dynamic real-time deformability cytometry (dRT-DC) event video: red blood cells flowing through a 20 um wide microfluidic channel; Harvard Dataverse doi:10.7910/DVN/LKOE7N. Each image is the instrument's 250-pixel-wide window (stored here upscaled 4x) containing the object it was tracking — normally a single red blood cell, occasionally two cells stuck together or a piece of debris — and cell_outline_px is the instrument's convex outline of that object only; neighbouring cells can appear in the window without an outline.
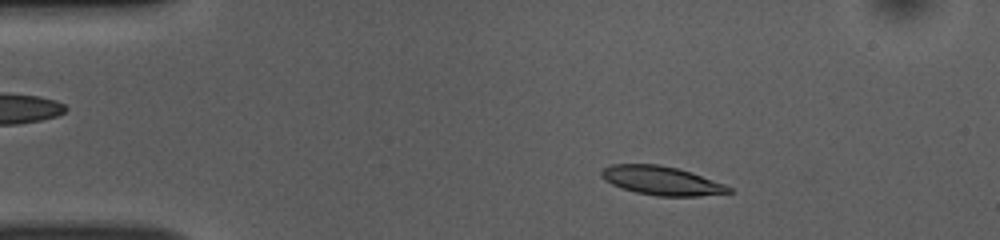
{"species": "common noctule bat (a hibernating species)", "species_latin": "Nyctalus noctula", "temperature_condition": "room temperature", "stored_images_in_passage": 50, "camera_frame_rate_fps": 3000, "um_per_image_px": 0.085, "animal": {"sex": "female", "body_mass_g": 10.0, "forearm_length_mm": 53.1}, "frame": {"image": 1, "passage_image": 7, "time_ms": 2.0, "image_size_px": [1000, 240], "cell_outline_px": [[732, 192], [700, 196], [656, 196], [636, 192], [620, 188], [604, 180], [600, 176], [600, 172], [604, 168], [612, 164], [660, 164], [680, 168], [692, 172], [724, 184], [732, 188]], "centroid_in_image_um": [56.22, 15.35], "position_along_channel_um": 28.8, "area_um2": 21.56}}
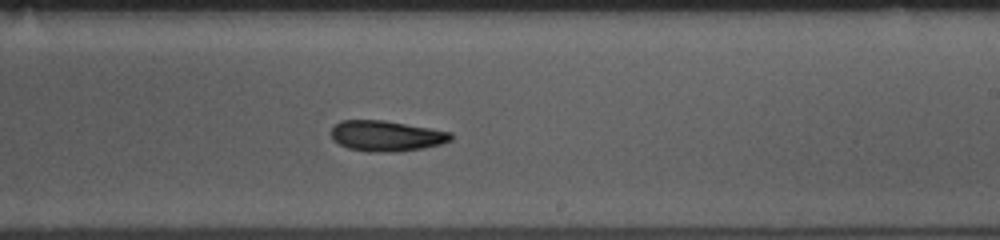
{"frame": {"image": 2, "passage_image": 29, "time_ms": 9.333, "image_size_px": [1000, 240], "cell_outline_px": [[452, 140], [440, 144], [424, 148], [396, 152], [368, 152], [348, 148], [332, 140], [332, 128], [340, 120], [384, 120], [452, 132]], "centroid_in_image_um": [32.84, 11.56], "position_along_channel_um": 256.2, "area_um2": 21.39}}
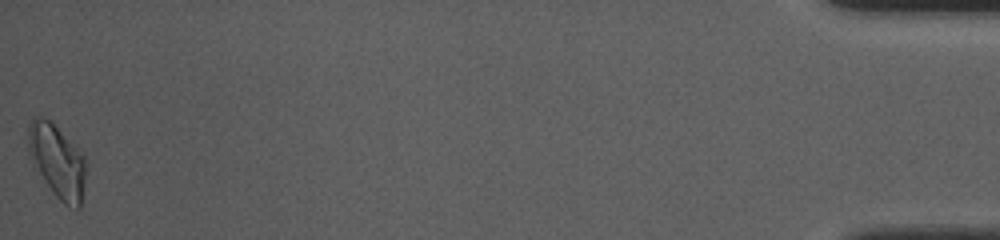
{"frame": {"image": 3, "passage_image": 50, "time_ms": 16.333, "image_size_px": [1000, 240], "cell_outline_px": [[88, 164], [80, 208], [76, 208], [64, 204], [56, 196], [32, 164], [28, 152], [28, 124], [36, 116], [40, 116], [48, 120], [84, 156]], "centroid_in_image_um": [4.86, 13.72], "position_along_channel_um": 430.3, "area_um2": 24.33}, "authors_computed_cell_mechanics": {"area_um2": 21.6172, "velocity_mm_per_s": 3.8406, "shape_relaxation_time_tau1_ms": 4.6081, "shape_relaxation_time_tau2_ms": 8.3392, "deformation_change_tau1": 0.1261, "deformation_change_tau2": 0.1592}}